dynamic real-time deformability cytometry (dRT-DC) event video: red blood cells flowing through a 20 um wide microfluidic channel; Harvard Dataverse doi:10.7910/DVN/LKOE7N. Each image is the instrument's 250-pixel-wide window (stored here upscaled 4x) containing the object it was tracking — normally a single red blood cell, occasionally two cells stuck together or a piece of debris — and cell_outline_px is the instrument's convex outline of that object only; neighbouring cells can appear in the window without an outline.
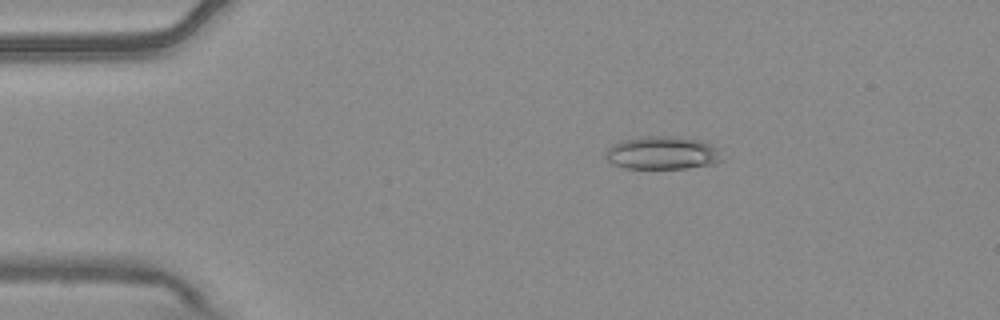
{"species": "common noctule bat (a hibernating species)", "species_latin": "Nyctalus noctula", "temperature_condition": "warm", "stored_images_in_passage": 7, "camera_frame_rate_fps": 3000, "um_per_image_px": 0.085, "animal": {"sex": "male", "body_mass_g": 20.4}, "frame": {"image": 1, "passage_image": 1, "time_ms": 0.0, "image_size_px": [1000, 320], "cell_outline_px": [[720, 160], [712, 164], [688, 168], [624, 168], [612, 164], [604, 156], [604, 152], [612, 144], [620, 140], [644, 136], [676, 136], [700, 140], [716, 148]], "centroid_in_image_um": [56.2, 12.99], "position_along_channel_um": 28.8, "area_um2": 22.31}}
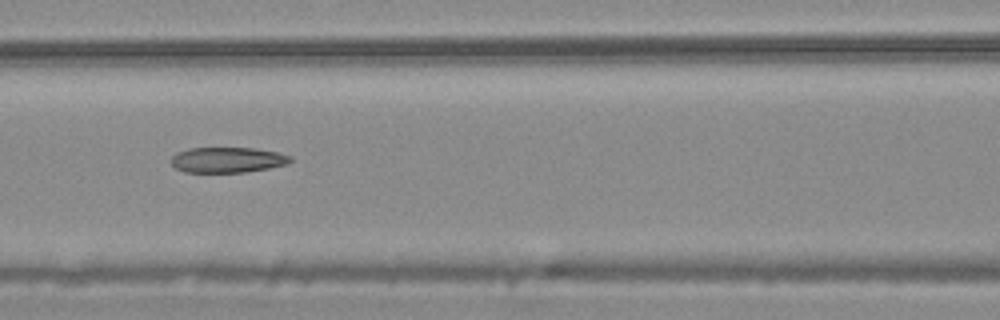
{"frame": {"image": 2, "passage_image": 5, "time_ms": 1.333, "image_size_px": [1000, 320], "cell_outline_px": [[292, 160], [288, 164], [268, 168], [244, 172], [184, 172], [176, 168], [168, 160], [176, 152], [188, 148], [256, 148], [276, 152], [292, 156]], "centroid_in_image_um": [19.31, 13.58], "position_along_channel_um": 147.3, "area_um2": 17.8}}
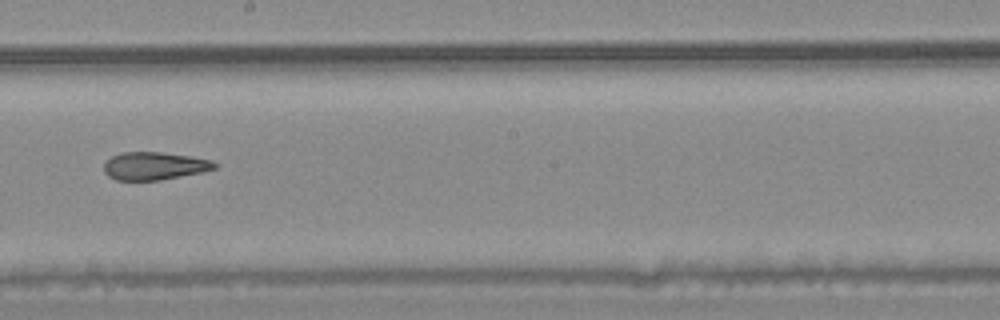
{"frame": {"image": 3, "passage_image": 7, "time_ms": 2.0, "image_size_px": [1000, 320], "cell_outline_px": [[216, 168], [204, 172], [160, 180], [116, 180], [108, 176], [104, 172], [104, 164], [112, 156], [120, 152], [160, 152], [192, 156], [212, 160], [216, 164]], "centroid_in_image_um": [13.13, 14.1], "position_along_channel_um": 235.1, "area_um2": 18.03}}